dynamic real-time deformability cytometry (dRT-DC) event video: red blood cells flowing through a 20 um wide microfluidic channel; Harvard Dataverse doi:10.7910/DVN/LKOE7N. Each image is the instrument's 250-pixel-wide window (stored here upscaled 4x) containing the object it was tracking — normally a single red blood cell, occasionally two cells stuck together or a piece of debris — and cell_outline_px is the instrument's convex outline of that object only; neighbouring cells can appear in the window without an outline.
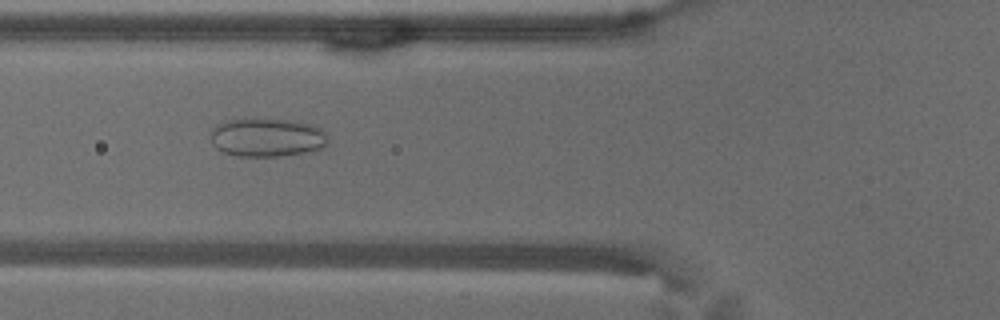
{"species": "common noctule bat (a hibernating species)", "species_latin": "Nyctalus noctula", "temperature_condition": "warm", "stored_images_in_passage": 56, "camera_frame_rate_fps": 3000, "um_per_image_px": 0.085, "animal": {"sex": "male", "body_mass_g": 18.8}, "frame": {"image": 1, "passage_image": 21, "time_ms": 6.667, "image_size_px": [1000, 320], "cell_outline_px": [[328, 144], [320, 148], [304, 152], [280, 156], [236, 156], [224, 152], [216, 148], [212, 140], [212, 128], [216, 124], [228, 120], [296, 120], [312, 124], [320, 128], [324, 132], [328, 140]], "centroid_in_image_um": [22.71, 11.69], "position_along_channel_um": 103.1, "area_um2": 26.01}}
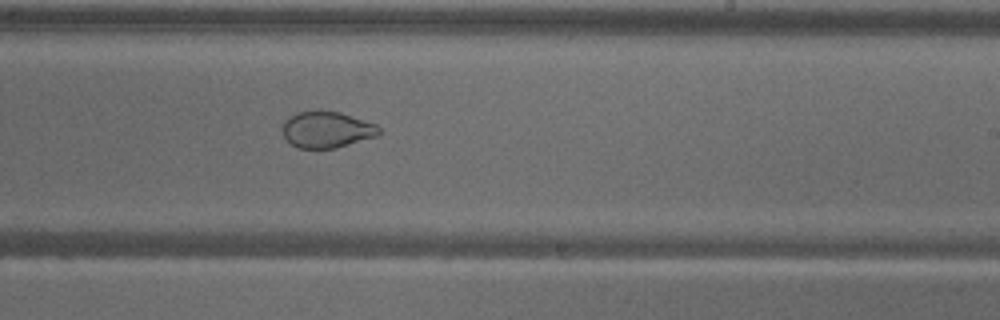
{"frame": {"image": 2, "passage_image": 34, "time_ms": 11.0, "image_size_px": [1000, 320], "cell_outline_px": [[380, 132], [376, 136], [336, 148], [296, 148], [284, 136], [284, 120], [296, 112], [320, 108], [340, 112], [376, 124], [380, 128]], "centroid_in_image_um": [27.76, 10.98], "position_along_channel_um": 261.2, "area_um2": 20.63}}
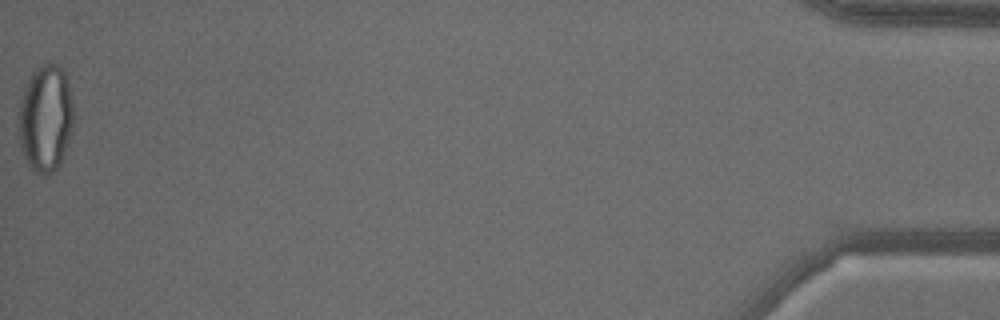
{"frame": {"image": 3, "passage_image": 56, "time_ms": 18.333, "image_size_px": [1000, 320], "cell_outline_px": [[72, 120], [68, 136], [60, 164], [52, 172], [44, 176], [32, 172], [24, 156], [20, 144], [20, 100], [28, 76], [36, 68], [44, 64], [56, 64], [64, 72], [68, 80], [72, 100]], "centroid_in_image_um": [3.85, 10.05], "position_along_channel_um": 431.3, "area_um2": 33.7}, "authors_computed_cell_mechanics": {"area_um2": 29.6514, "velocity_mm_per_s": 3.6401, "shape_relaxation_time_tau1_ms": null, "shape_relaxation_time_tau2_ms": 1.0515, "deformation_change_tau1": null, "deformation_change_tau2": 0.0608}}